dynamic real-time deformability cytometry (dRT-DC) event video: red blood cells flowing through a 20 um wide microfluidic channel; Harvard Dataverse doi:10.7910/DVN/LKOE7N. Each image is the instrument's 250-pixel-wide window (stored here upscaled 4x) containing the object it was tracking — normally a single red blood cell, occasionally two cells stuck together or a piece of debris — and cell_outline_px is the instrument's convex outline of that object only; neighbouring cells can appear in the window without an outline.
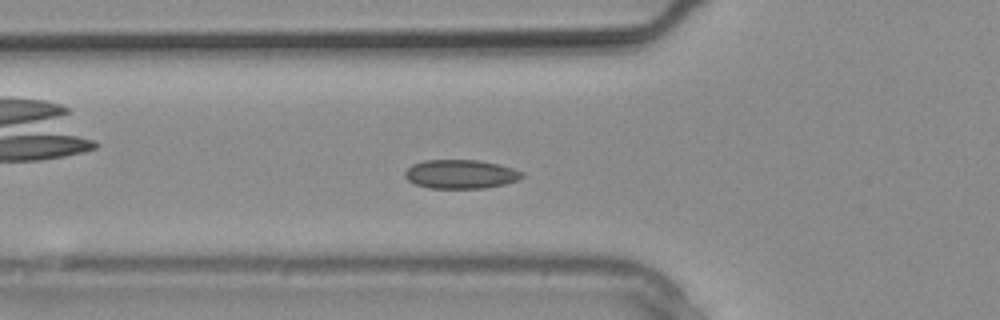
{"species": "common noctule bat (a hibernating species)", "species_latin": "Nyctalus noctula", "temperature_condition": "warm", "stored_images_in_passage": 14, "camera_frame_rate_fps": 3000, "um_per_image_px": 0.085, "animal": {"sex": "male", "body_mass_g": 20.4}, "frame": {"image": 1, "passage_image": 10, "time_ms": 3.0, "image_size_px": [1000, 320], "cell_outline_px": [[524, 176], [520, 180], [504, 184], [484, 188], [428, 188], [416, 184], [408, 180], [404, 176], [404, 172], [412, 164], [424, 160], [480, 160], [512, 168], [524, 172]], "centroid_in_image_um": [39.16, 14.8], "position_along_channel_um": 86.6, "area_um2": 19.77}}